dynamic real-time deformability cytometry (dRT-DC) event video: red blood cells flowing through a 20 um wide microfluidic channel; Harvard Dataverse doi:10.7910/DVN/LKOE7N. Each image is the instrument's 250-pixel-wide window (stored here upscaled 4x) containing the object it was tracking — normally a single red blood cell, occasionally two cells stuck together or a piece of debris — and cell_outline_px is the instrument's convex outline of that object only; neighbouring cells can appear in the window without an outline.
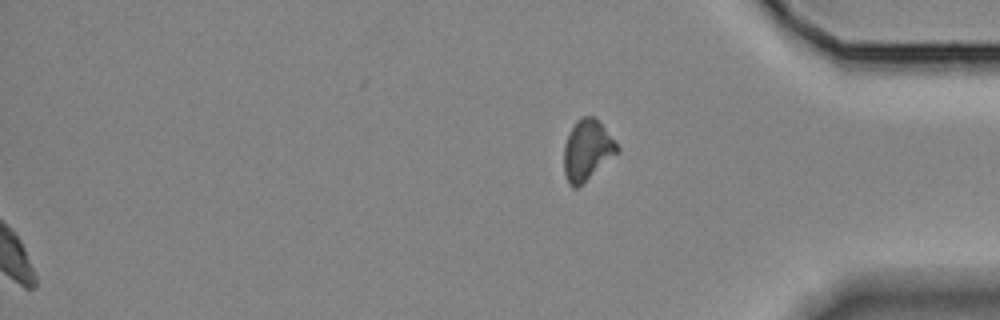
{"species": "Egyptian fruit bat (a non-hibernating species)", "species_latin": "Rousettus aegyptiacus", "temperature_condition": "room temperature", "stored_images_in_passage": 42, "segment_of_instrument_passage": [2, 2], "camera_frame_rate_fps": 3000, "um_per_image_px": 0.085, "animal": {"sex": "female"}, "frame": {"image": 1, "passage_image": 42, "time_ms": 13.667, "image_size_px": [1000, 320], "cell_outline_px": [[620, 152], [576, 188], [572, 188], [568, 184], [564, 172], [564, 144], [576, 120], [584, 116], [596, 116], [620, 148]], "centroid_in_image_um": [49.92, 12.75], "position_along_channel_um": 385.3, "area_um2": 18.79}}